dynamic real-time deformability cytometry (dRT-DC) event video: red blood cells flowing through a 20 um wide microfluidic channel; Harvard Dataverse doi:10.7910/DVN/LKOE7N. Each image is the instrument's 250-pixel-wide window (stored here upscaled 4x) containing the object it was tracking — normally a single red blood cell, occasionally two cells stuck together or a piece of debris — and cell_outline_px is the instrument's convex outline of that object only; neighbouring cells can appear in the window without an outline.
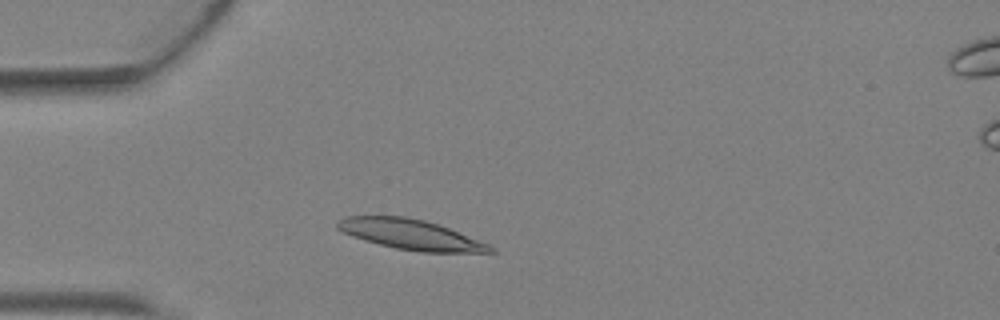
{"species": "Egyptian fruit bat (a non-hibernating species)", "species_latin": "Rousettus aegyptiacus", "temperature_condition": "warm", "stored_images_in_passage": 2, "camera_frame_rate_fps": 3000, "um_per_image_px": 0.085, "animal": {"sex": "female"}, "frame": {"image": 1, "passage_image": 1, "time_ms": 0.0, "image_size_px": [1000, 320], "cell_outline_px": [[496, 252], [420, 252], [396, 248], [364, 240], [340, 232], [336, 228], [336, 224], [340, 220], [348, 216], [404, 216], [424, 220], [448, 228], [488, 244], [496, 248]], "centroid_in_image_um": [34.88, 19.93], "position_along_channel_um": 50.1, "area_um2": 26.53}}